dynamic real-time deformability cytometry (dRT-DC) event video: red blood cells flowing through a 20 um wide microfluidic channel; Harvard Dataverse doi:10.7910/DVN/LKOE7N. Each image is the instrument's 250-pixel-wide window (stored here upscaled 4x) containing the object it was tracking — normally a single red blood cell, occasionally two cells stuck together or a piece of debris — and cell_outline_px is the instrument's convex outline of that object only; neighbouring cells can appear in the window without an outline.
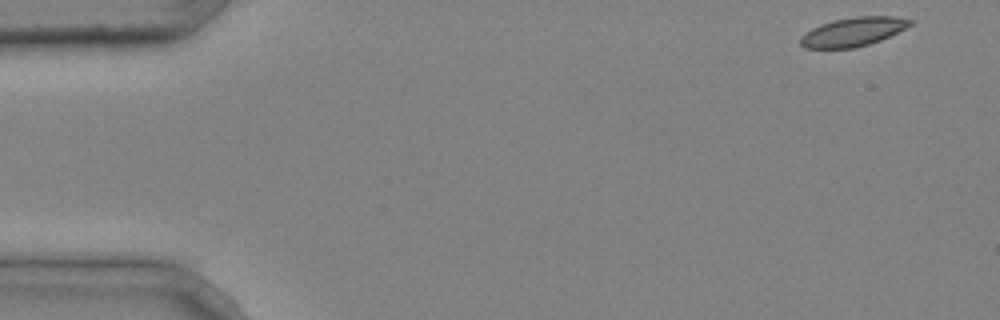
{"species": "common noctule bat (a hibernating species)", "species_latin": "Nyctalus noctula", "temperature_condition": "cold", "stored_images_in_passage": 5, "segment_of_instrument_passage": [1, 2], "camera_frame_rate_fps": 3000, "um_per_image_px": 0.085, "animal": {"sex": "male", "body_mass_g": 20.4}, "frame": {"image": 1, "passage_image": 1, "time_ms": 0.0, "image_size_px": [1000, 320], "cell_outline_px": [[912, 24], [880, 40], [868, 44], [852, 48], [804, 48], [800, 44], [800, 36], [812, 28], [820, 24], [832, 20], [856, 16], [896, 16], [912, 20]], "centroid_in_image_um": [72.47, 2.69], "position_along_channel_um": 12.5, "area_um2": 18.32}}
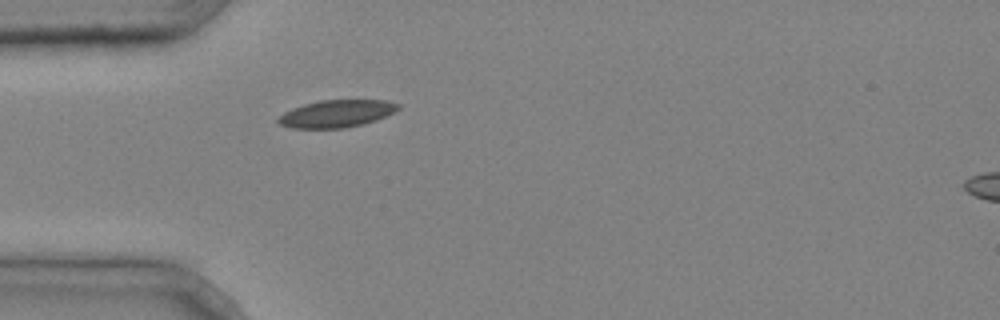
{"frame": {"image": 2, "passage_image": 4, "time_ms": 1.0, "image_size_px": [1000, 320], "cell_outline_px": [[400, 108], [376, 120], [364, 124], [344, 128], [292, 128], [280, 124], [276, 120], [284, 112], [292, 108], [304, 104], [320, 100], [388, 100], [400, 104]], "centroid_in_image_um": [28.61, 9.65], "position_along_channel_um": 56.4, "area_um2": 19.07}}